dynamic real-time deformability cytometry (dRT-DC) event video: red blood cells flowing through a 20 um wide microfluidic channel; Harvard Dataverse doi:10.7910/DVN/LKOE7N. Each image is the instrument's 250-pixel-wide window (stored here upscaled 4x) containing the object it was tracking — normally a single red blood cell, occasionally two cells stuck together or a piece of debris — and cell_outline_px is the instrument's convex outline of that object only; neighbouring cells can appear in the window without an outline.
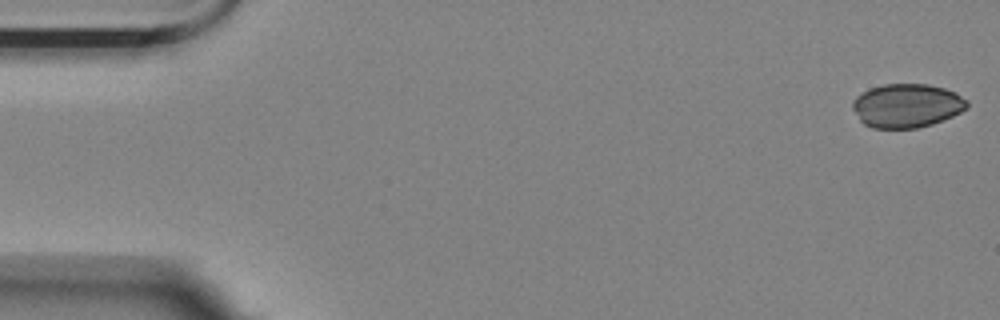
{"species": "Egyptian fruit bat (a non-hibernating species)", "species_latin": "Rousettus aegyptiacus", "temperature_condition": "room temperature", "stored_images_in_passage": 5, "camera_frame_rate_fps": 3000, "um_per_image_px": 0.085, "animal": {"sex": "female"}, "frame": {"image": 1, "passage_image": 1, "time_ms": 0.0, "image_size_px": [1000, 320], "cell_outline_px": [[968, 108], [952, 116], [932, 124], [916, 128], [872, 128], [864, 124], [860, 120], [852, 108], [852, 100], [860, 92], [884, 84], [928, 84], [944, 88], [956, 92], [968, 100]], "centroid_in_image_um": [77.08, 8.97], "position_along_channel_um": 7.9, "area_um2": 29.36}}
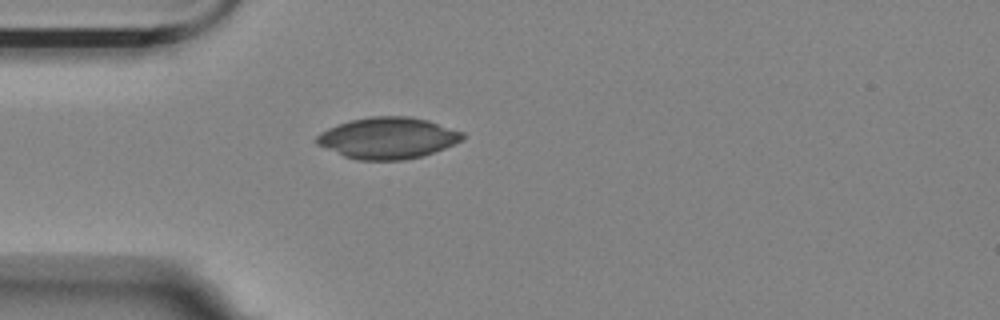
{"frame": {"image": 2, "passage_image": 5, "time_ms": 1.333, "image_size_px": [1000, 320], "cell_outline_px": [[464, 140], [424, 156], [404, 160], [356, 160], [344, 156], [316, 144], [316, 136], [320, 132], [328, 128], [352, 120], [372, 116], [408, 116], [428, 120], [464, 132]], "centroid_in_image_um": [32.99, 11.74], "position_along_channel_um": 52.0, "area_um2": 35.2}}